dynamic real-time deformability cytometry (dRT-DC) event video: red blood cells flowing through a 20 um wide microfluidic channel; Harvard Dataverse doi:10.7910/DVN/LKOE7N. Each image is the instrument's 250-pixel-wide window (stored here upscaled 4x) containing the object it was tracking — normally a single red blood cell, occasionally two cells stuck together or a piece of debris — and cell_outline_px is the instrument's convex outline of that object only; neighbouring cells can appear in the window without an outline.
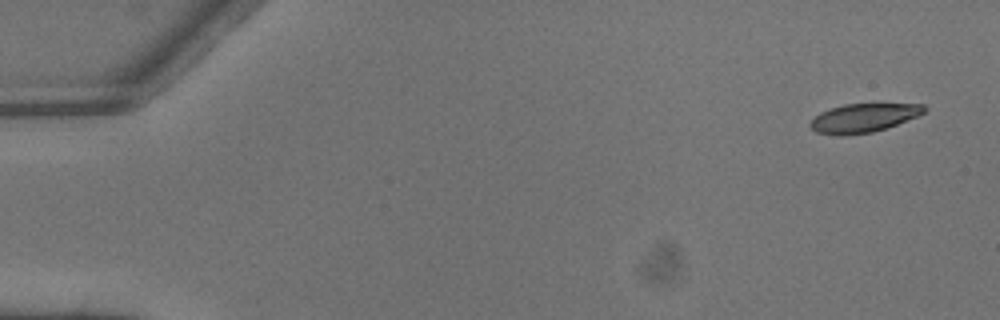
{"species": "common noctule bat (a hibernating species)", "species_latin": "Nyctalus noctula", "temperature_condition": "warm", "stored_images_in_passage": 3, "camera_frame_rate_fps": 3000, "um_per_image_px": 0.085, "animal": {"sex": "male", "body_mass_g": 13.3}, "frame": {"image": 1, "passage_image": 1, "time_ms": 0.0, "image_size_px": [1000, 320], "cell_outline_px": [[928, 108], [924, 112], [916, 116], [888, 128], [872, 132], [844, 136], [840, 136], [816, 132], [808, 124], [820, 112], [844, 104], [924, 104]], "centroid_in_image_um": [73.39, 10.03], "position_along_channel_um": 11.6, "area_um2": 19.02}}